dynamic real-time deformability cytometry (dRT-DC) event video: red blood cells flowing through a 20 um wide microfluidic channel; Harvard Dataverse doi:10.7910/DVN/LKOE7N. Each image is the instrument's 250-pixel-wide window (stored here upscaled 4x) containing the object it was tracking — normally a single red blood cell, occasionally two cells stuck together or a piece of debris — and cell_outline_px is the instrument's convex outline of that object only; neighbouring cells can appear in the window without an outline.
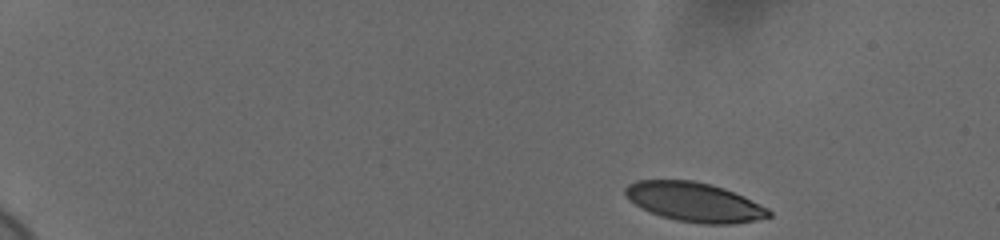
{"species": "human", "species_latin": "Homo sapiens", "temperature_condition": "cold", "stored_images_in_passage": 16, "camera_frame_rate_fps": 3000, "um_per_image_px": 0.085, "donor": {"sex": "female"}, "frame": {"image": 1, "passage_image": 1, "time_ms": 0.0, "image_size_px": [1000, 240], "cell_outline_px": [[772, 216], [756, 220], [732, 224], [704, 224], [676, 220], [660, 216], [640, 208], [628, 200], [624, 192], [624, 188], [628, 184], [636, 180], [692, 180], [712, 184], [724, 188], [744, 196], [768, 208], [772, 212]], "centroid_in_image_um": [59.0, 17.17], "position_along_channel_um": 26.0, "area_um2": 33.12}}
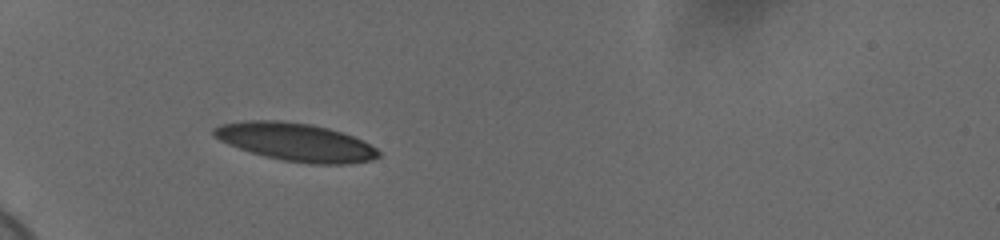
{"frame": {"image": 2, "passage_image": 10, "time_ms": 3.0, "image_size_px": [1000, 240], "cell_outline_px": [[380, 156], [372, 160], [352, 164], [308, 164], [284, 160], [264, 156], [228, 144], [220, 140], [212, 132], [212, 128], [220, 124], [244, 120], [280, 120], [312, 124], [344, 132], [376, 148], [380, 152]], "centroid_in_image_um": [25.15, 12.07], "position_along_channel_um": 59.9, "area_um2": 36.53}}
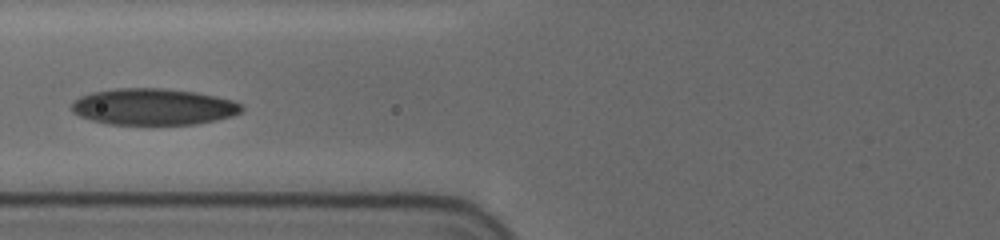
{"frame": {"image": 3, "passage_image": 14, "time_ms": 4.333, "image_size_px": [1000, 240], "cell_outline_px": [[244, 108], [240, 112], [232, 116], [216, 120], [196, 124], [108, 124], [92, 120], [80, 116], [72, 112], [72, 104], [80, 96], [92, 92], [116, 88], [164, 88], [196, 92], [216, 96], [232, 100], [240, 104]], "centroid_in_image_um": [13.04, 9.07], "position_along_channel_um": 112.8, "area_um2": 36.07}}